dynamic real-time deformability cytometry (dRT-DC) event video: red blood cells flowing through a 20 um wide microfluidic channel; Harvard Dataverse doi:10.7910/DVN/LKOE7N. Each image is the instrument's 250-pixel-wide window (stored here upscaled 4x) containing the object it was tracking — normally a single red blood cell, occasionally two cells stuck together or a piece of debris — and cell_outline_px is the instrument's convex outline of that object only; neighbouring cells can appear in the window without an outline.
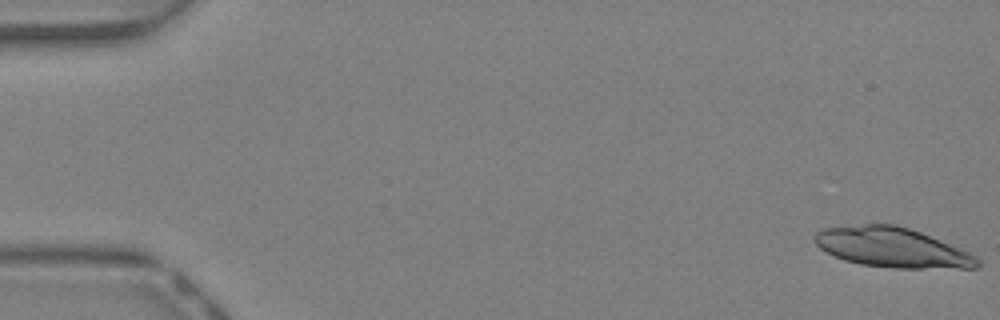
{"species": "Egyptian fruit bat (a non-hibernating species)", "species_latin": "Rousettus aegyptiacus", "temperature_condition": "warm", "stored_images_in_passage": 15, "camera_frame_rate_fps": 3000, "um_per_image_px": 0.085, "animal": {"sex": "female"}, "frame": {"image": 1, "passage_image": 1, "time_ms": 0.0, "image_size_px": [1000, 320], "cell_outline_px": [[980, 264], [976, 268], [892, 268], [860, 264], [844, 260], [820, 248], [812, 240], [812, 236], [816, 232], [824, 228], [864, 224], [896, 224], [920, 232], [960, 248], [976, 256], [980, 260]], "centroid_in_image_um": [75.82, 21.04], "position_along_channel_um": 9.2, "area_um2": 37.63}}